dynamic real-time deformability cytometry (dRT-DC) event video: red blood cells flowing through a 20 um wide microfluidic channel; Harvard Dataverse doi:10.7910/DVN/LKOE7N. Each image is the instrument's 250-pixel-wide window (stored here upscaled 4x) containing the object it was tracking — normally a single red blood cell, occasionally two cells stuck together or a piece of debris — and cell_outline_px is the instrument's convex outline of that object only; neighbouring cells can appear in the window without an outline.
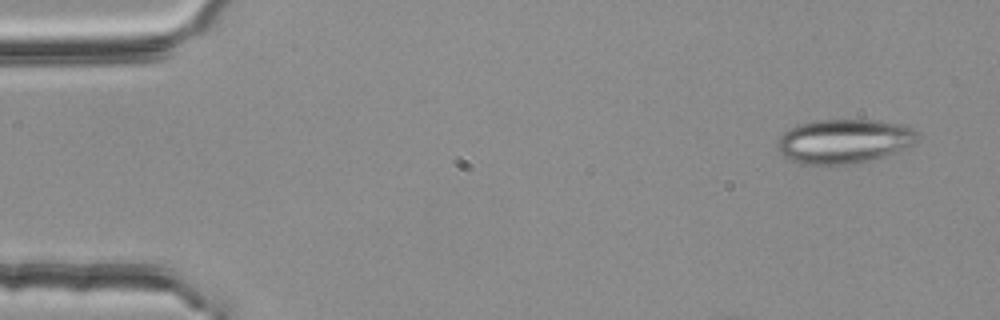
{"species": "common noctule bat (a hibernating species)", "species_latin": "Nyctalus noctula", "temperature_condition": "room temperature", "stored_images_in_passage": 14, "camera_frame_rate_fps": 3000, "um_per_image_px": 0.085, "animal": {"sex": "female", "body_mass_g": 25.1}, "frame": {"image": 1, "passage_image": 3, "time_ms": 0.667, "image_size_px": [1000, 320], "cell_outline_px": [[920, 136], [916, 144], [896, 152], [868, 160], [848, 164], [800, 164], [788, 160], [780, 152], [776, 144], [780, 136], [784, 132], [800, 124], [820, 120], [872, 120], [896, 124], [912, 128], [920, 132]], "centroid_in_image_um": [71.76, 12.01], "position_along_channel_um": 13.2, "area_um2": 35.95}}